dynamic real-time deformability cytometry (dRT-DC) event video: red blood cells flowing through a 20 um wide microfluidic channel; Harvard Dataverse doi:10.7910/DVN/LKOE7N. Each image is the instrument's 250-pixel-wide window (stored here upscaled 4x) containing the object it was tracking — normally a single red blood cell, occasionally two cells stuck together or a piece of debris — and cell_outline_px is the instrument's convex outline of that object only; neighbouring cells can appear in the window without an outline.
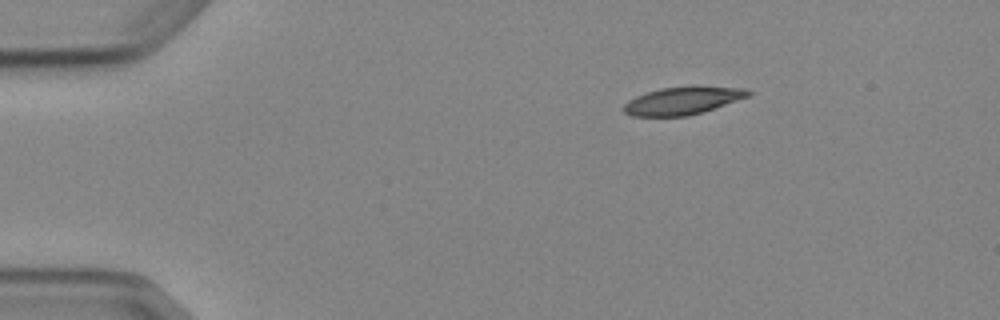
{"species": "Egyptian fruit bat (a non-hibernating species)", "species_latin": "Rousettus aegyptiacus", "temperature_condition": "cold", "stored_images_in_passage": 3, "camera_frame_rate_fps": 3000, "um_per_image_px": 0.085, "animal": {"sex": "female"}, "frame": {"image": 1, "passage_image": 1, "time_ms": 0.0, "image_size_px": [1000, 320], "cell_outline_px": [[752, 92], [748, 96], [704, 112], [688, 116], [632, 116], [624, 112], [620, 108], [628, 100], [636, 96], [660, 88], [692, 84], [696, 84], [748, 88]], "centroid_in_image_um": [58.05, 8.52], "position_along_channel_um": 26.9, "area_um2": 20.81}}